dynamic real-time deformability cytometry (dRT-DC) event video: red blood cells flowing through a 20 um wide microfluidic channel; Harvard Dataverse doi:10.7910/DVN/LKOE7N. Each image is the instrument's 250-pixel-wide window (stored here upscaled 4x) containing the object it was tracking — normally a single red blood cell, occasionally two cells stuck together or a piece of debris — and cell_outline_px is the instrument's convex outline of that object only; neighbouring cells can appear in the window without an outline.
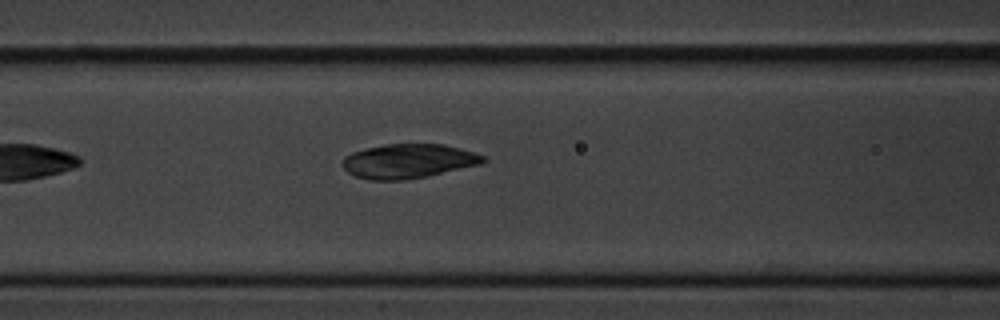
{"species": "common noctule bat (a hibernating species)", "species_latin": "Nyctalus noctula", "temperature_condition": "cold", "stored_images_in_passage": 8, "camera_frame_rate_fps": 3000, "um_per_image_px": 0.085, "animal": {"sex": "male", "body_mass_g": 20.1, "forearm_length_mm": 53.5}, "frame": {"image": 1, "passage_image": 8, "time_ms": 8.0, "image_size_px": [1000, 320], "cell_outline_px": [[488, 160], [480, 164], [428, 176], [404, 180], [368, 180], [356, 176], [348, 172], [340, 164], [344, 156], [352, 152], [364, 148], [384, 144], [444, 144], [460, 148], [484, 156]], "centroid_in_image_um": [34.67, 13.69], "position_along_channel_um": 131.9, "area_um2": 28.26}}